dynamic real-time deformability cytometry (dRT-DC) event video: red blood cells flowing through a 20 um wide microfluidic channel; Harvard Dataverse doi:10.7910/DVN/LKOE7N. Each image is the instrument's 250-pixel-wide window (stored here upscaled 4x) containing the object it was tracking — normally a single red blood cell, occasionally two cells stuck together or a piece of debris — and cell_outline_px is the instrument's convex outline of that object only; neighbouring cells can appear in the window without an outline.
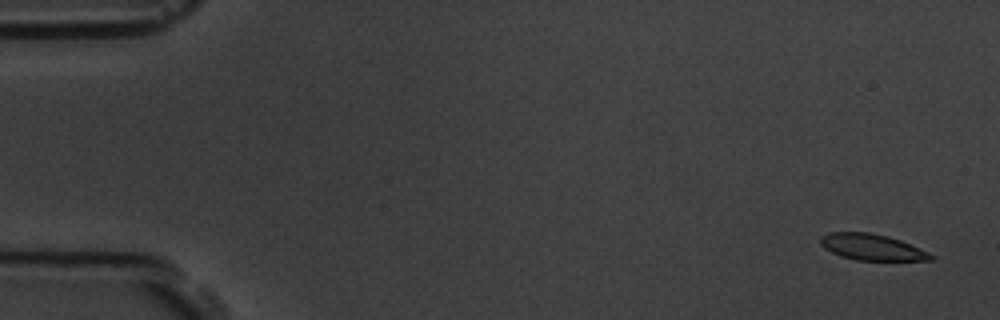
{"species": "common noctule bat (a hibernating species)", "species_latin": "Nyctalus noctula", "temperature_condition": "room temperature", "stored_images_in_passage": 6, "camera_frame_rate_fps": 3000, "um_per_image_px": 0.085, "animal": {"sex": "male", "body_mass_g": 19.5, "forearm_length_mm": 54.6}, "frame": {"image": 1, "passage_image": 1, "time_ms": 0.0, "image_size_px": [1000, 320], "cell_outline_px": [[936, 256], [932, 260], [856, 260], [840, 256], [824, 248], [820, 244], [820, 236], [832, 232], [868, 232], [888, 236], [900, 240], [928, 252]], "centroid_in_image_um": [74.09, 21.0], "position_along_channel_um": 10.9, "area_um2": 16.76}}
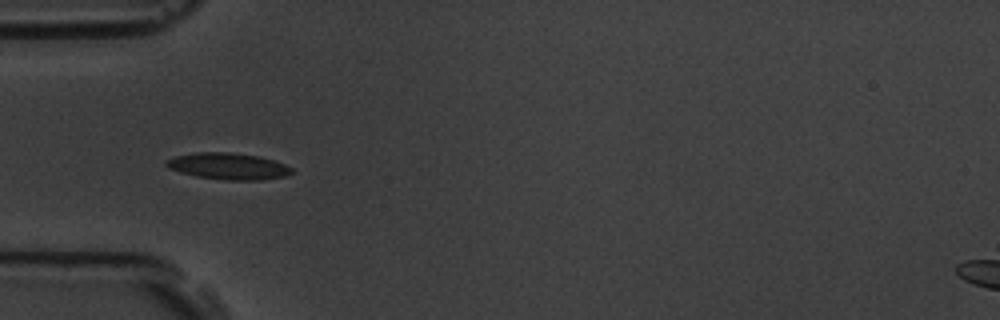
{"frame": {"image": 2, "passage_image": 5, "time_ms": 5.333, "image_size_px": [1000, 320], "cell_outline_px": [[292, 172], [288, 176], [260, 180], [224, 180], [196, 176], [180, 172], [168, 168], [164, 164], [164, 160], [176, 156], [196, 152], [228, 152], [256, 156], [272, 160], [284, 164], [292, 168]], "centroid_in_image_um": [19.37, 14.13], "position_along_channel_um": 65.6, "area_um2": 19.36}}
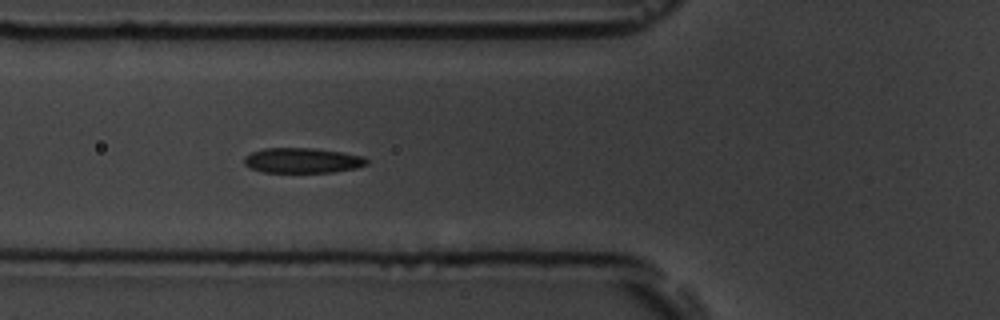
{"frame": {"image": 3, "passage_image": 6, "time_ms": 6.333, "image_size_px": [1000, 320], "cell_outline_px": [[368, 164], [356, 168], [332, 172], [264, 172], [248, 168], [244, 164], [244, 156], [252, 152], [264, 148], [312, 148], [340, 152], [364, 156], [368, 160]], "centroid_in_image_um": [25.68, 13.64], "position_along_channel_um": 100.1, "area_um2": 17.98}}